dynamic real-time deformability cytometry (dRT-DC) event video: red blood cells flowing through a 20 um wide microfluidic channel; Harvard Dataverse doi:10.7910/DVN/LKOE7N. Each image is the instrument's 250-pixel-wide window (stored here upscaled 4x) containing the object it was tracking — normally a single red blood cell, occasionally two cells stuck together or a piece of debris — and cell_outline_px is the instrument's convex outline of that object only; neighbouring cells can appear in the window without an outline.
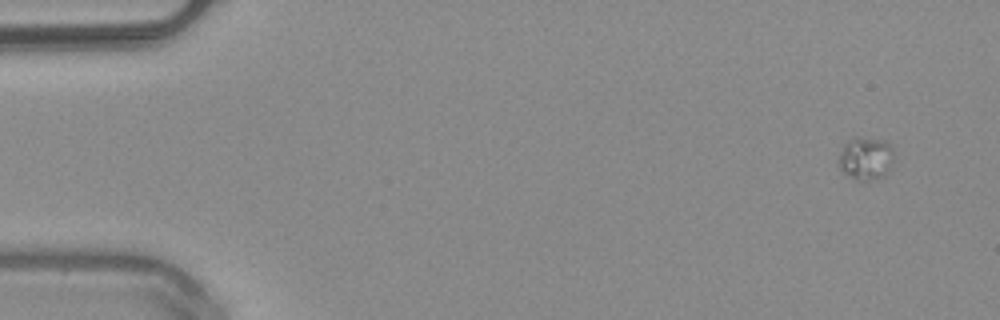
{"species": "common noctule bat (a hibernating species)", "species_latin": "Nyctalus noctula", "temperature_condition": "warm", "stored_images_in_passage": 49, "camera_frame_rate_fps": 3000, "um_per_image_px": 0.085, "animal": {"sex": "male", "body_mass_g": 20.4}, "frame": {"image": 1, "passage_image": 1, "time_ms": 0.0, "image_size_px": [1000, 320], "cell_outline_px": [[892, 160], [888, 172], [884, 176], [868, 180], [856, 180], [844, 172], [840, 168], [836, 160], [844, 144], [852, 136], [856, 136], [884, 140], [892, 148]], "centroid_in_image_um": [73.55, 13.44], "position_along_channel_um": 11.5, "area_um2": 13.87}}
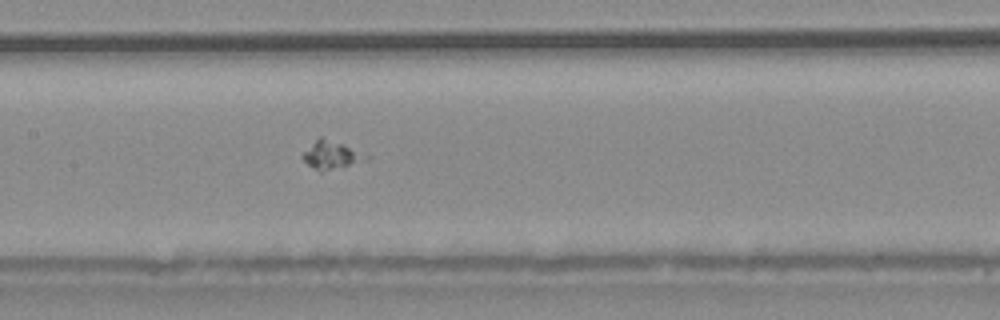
{"frame": {"image": 2, "passage_image": 23, "time_ms": 7.333, "image_size_px": [1000, 320], "cell_outline_px": [[372, 156], [368, 160], [320, 172], [308, 164], [300, 156], [320, 136], [344, 144]], "centroid_in_image_um": [28.21, 13.17], "position_along_channel_um": 179.2, "area_um2": 10.23}}
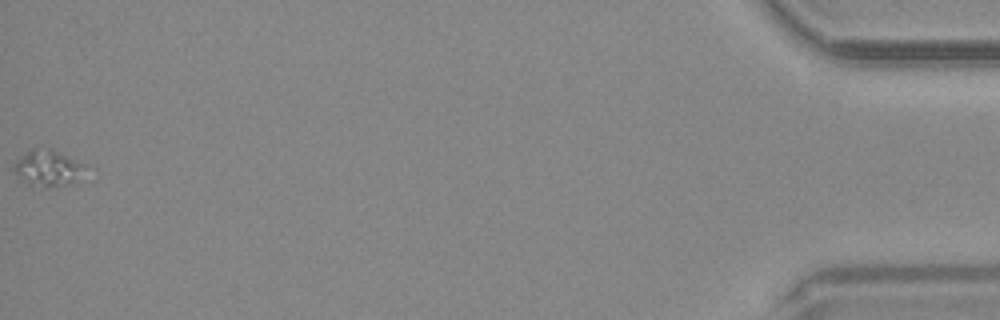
{"frame": {"image": 3, "passage_image": 49, "time_ms": 16.0, "image_size_px": [1000, 320], "cell_outline_px": [[84, 164], [72, 184], [48, 188], [44, 188], [28, 184], [12, 172], [12, 168], [16, 160], [32, 148], [52, 148]], "centroid_in_image_um": [3.97, 14.29], "position_along_channel_um": 431.2, "area_um2": 14.85}}